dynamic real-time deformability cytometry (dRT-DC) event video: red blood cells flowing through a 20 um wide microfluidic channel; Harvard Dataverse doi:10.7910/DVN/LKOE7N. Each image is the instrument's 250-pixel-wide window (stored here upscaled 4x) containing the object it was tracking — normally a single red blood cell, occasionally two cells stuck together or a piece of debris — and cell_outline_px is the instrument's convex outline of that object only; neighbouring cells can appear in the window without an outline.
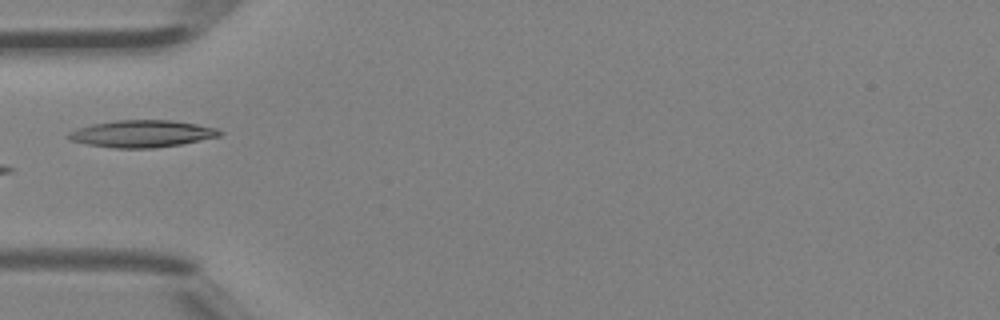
{"species": "Egyptian fruit bat (a non-hibernating species)", "species_latin": "Rousettus aegyptiacus", "temperature_condition": "room temperature", "stored_images_in_passage": 32, "camera_frame_rate_fps": 3000, "um_per_image_px": 0.085, "animal": {"sex": "female"}, "frame": {"image": 1, "passage_image": 1, "time_ms": 0.0, "image_size_px": [1000, 320], "cell_outline_px": [[224, 132], [220, 136], [180, 144], [152, 148], [116, 148], [88, 144], [72, 140], [64, 136], [68, 132], [76, 128], [92, 124], [116, 120], [172, 120], [196, 124], [216, 128]], "centroid_in_image_um": [12.04, 11.36], "position_along_channel_um": 73.0, "area_um2": 23.76}}
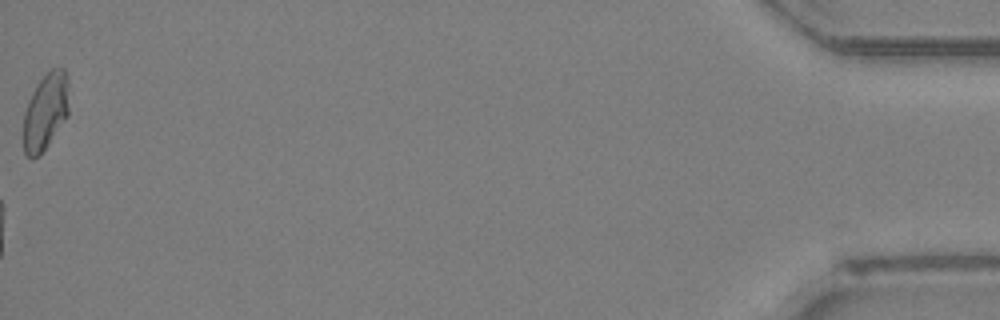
{"frame": {"image": 2, "passage_image": 32, "time_ms": 10.333, "image_size_px": [1000, 320], "cell_outline_px": [[68, 116], [40, 156], [32, 160], [24, 152], [24, 112], [28, 100], [36, 84], [52, 68], [64, 68], [68, 80]], "centroid_in_image_um": [3.87, 9.5], "position_along_channel_um": 431.3, "area_um2": 20.46}}